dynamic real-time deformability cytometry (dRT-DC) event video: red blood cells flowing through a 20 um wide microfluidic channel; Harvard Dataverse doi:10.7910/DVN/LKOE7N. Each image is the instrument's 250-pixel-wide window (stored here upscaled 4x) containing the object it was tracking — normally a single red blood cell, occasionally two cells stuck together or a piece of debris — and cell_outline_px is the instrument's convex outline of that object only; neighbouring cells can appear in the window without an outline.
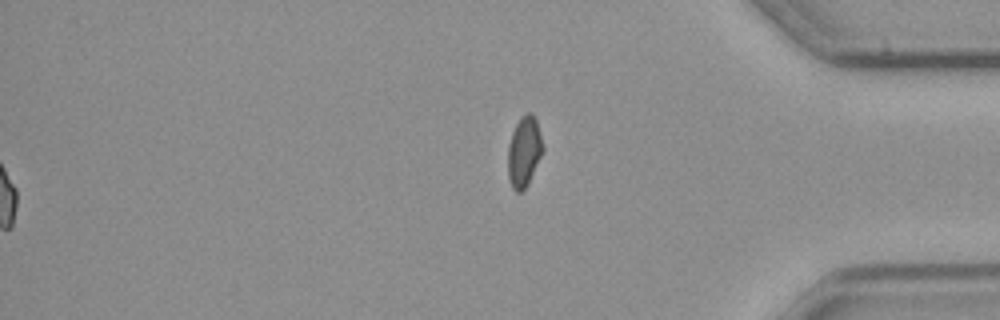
{"species": "common noctule bat (a hibernating species)", "species_latin": "Nyctalus noctula", "temperature_condition": "cold", "stored_images_in_passage": 56, "segment_of_instrument_passage": [2, 2], "camera_frame_rate_fps": 3000, "um_per_image_px": 0.085, "animal": {"sex": "male", "body_mass_g": 23.1, "forearm_length_mm": 52.7}, "frame": {"image": 1, "passage_image": 56, "time_ms": 18.333, "image_size_px": [1000, 320], "cell_outline_px": [[544, 148], [528, 184], [520, 192], [516, 192], [512, 188], [508, 176], [508, 144], [512, 132], [520, 116], [528, 112], [532, 112], [536, 120]], "centroid_in_image_um": [44.53, 12.87], "position_along_channel_um": 390.7, "area_um2": 14.28}}